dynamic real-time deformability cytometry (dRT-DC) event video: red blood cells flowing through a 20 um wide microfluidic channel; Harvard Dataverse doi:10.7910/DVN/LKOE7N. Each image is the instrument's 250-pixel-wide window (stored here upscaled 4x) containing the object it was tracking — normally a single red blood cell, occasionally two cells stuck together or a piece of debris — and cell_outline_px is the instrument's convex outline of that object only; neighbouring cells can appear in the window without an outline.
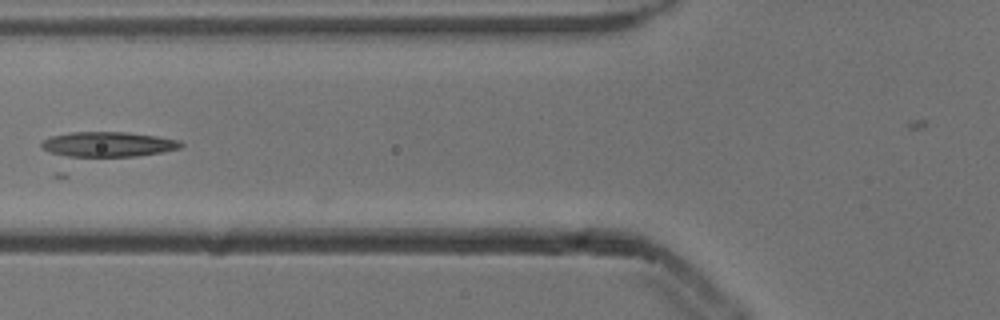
{"species": "common noctule bat (a hibernating species)", "species_latin": "Nyctalus noctula", "temperature_condition": "cold", "stored_images_in_passage": 8, "camera_frame_rate_fps": 3000, "um_per_image_px": 0.085, "animal": {"sex": "male", "body_mass_g": 13.3}, "frame": {"image": 1, "passage_image": 7, "time_ms": 2.0, "image_size_px": [1000, 320], "cell_outline_px": [[184, 144], [180, 148], [68, 176], [52, 176], [40, 148], [40, 144], [44, 140], [52, 136], [68, 132], [128, 132], [156, 136], [180, 140]], "centroid_in_image_um": [8.48, 12.76], "position_along_channel_um": 117.3, "area_um2": 29.77}}